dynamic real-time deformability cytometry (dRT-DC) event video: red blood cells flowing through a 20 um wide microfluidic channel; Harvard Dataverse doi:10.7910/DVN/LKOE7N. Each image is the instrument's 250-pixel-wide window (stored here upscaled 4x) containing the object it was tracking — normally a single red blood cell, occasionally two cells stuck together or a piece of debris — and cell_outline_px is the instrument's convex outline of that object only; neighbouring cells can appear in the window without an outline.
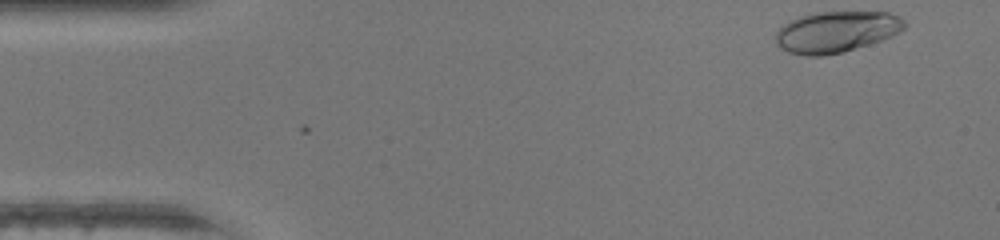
{"species": "human", "species_latin": "Homo sapiens", "temperature_condition": "warm", "stored_images_in_passage": 36, "camera_frame_rate_fps": 3000, "um_per_image_px": 0.085, "donor": {"sex": "female"}, "frame": {"image": 1, "passage_image": 1, "time_ms": 0.0, "image_size_px": [1000, 240], "cell_outline_px": [[908, 24], [900, 32], [892, 36], [844, 52], [824, 56], [808, 56], [788, 52], [780, 48], [776, 44], [776, 32], [784, 24], [800, 16], [812, 12], [888, 12], [900, 16]], "centroid_in_image_um": [71.1, 2.7], "position_along_channel_um": 13.9, "area_um2": 31.04}}
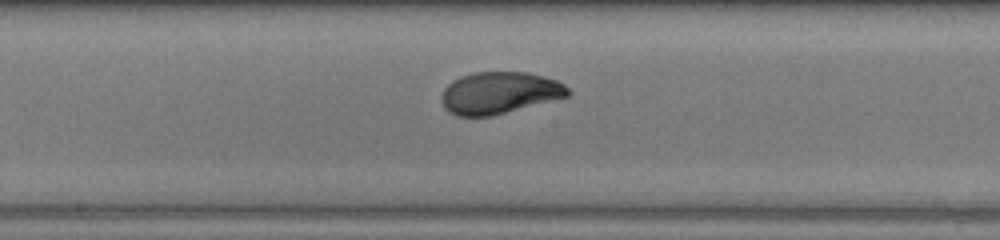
{"frame": {"image": 2, "passage_image": 22, "time_ms": 7.0, "image_size_px": [1000, 240], "cell_outline_px": [[572, 92], [568, 96], [492, 116], [456, 116], [448, 112], [444, 108], [440, 100], [440, 96], [444, 88], [452, 80], [460, 76], [472, 72], [528, 72], [556, 80], [564, 84]], "centroid_in_image_um": [42.4, 7.89], "position_along_channel_um": 205.8, "area_um2": 31.1}}
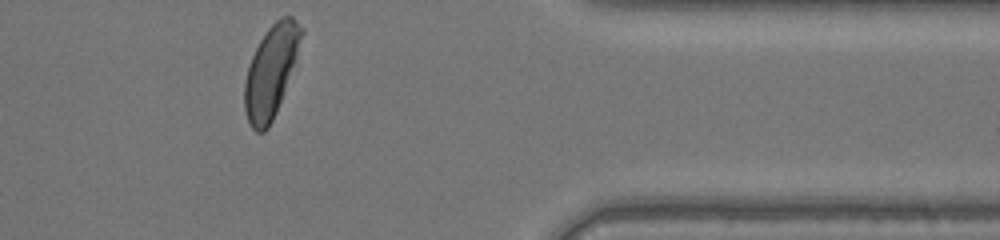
{"frame": {"image": 3, "passage_image": 36, "time_ms": 11.667, "image_size_px": [1000, 240], "cell_outline_px": [[304, 32], [296, 56], [276, 112], [268, 128], [264, 132], [256, 132], [248, 124], [244, 108], [244, 84], [248, 68], [252, 56], [260, 40], [268, 28], [280, 16], [292, 16], [304, 28]], "centroid_in_image_um": [23.01, 6.05], "position_along_channel_um": 388.4, "area_um2": 29.82}, "authors_computed_cell_mechanics": {"area_um2": 30.8652, "velocity_mm_per_s": 4.4071, "shape_relaxation_time_tau1_ms": 3.8691, "shape_relaxation_time_tau2_ms": null, "deformation_change_tau1": 0.2113, "deformation_change_tau2": null}}